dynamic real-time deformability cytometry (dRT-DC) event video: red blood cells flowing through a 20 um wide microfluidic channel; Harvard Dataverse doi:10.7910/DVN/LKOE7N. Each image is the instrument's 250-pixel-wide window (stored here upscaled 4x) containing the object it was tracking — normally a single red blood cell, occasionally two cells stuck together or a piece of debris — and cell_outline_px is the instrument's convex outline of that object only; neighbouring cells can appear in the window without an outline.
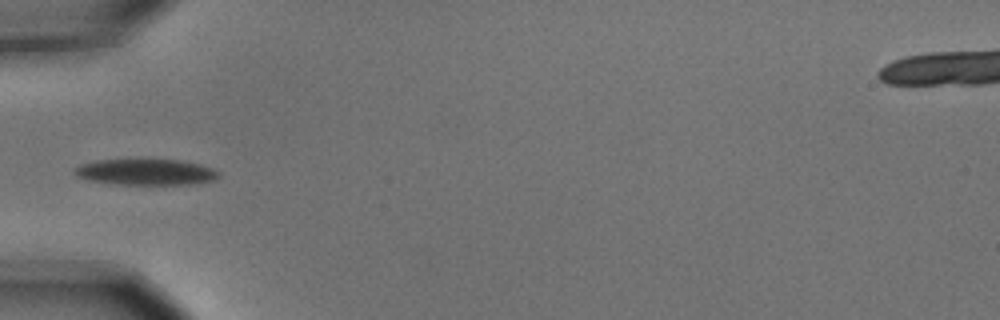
{"species": "common noctule bat (a hibernating species)", "species_latin": "Nyctalus noctula", "temperature_condition": "cold", "stored_images_in_passage": 8, "camera_frame_rate_fps": 3000, "um_per_image_px": 0.085, "animal": {"sex": "male", "body_mass_g": 15.6}, "frame": {"image": 1, "passage_image": 5, "time_ms": 1.333, "image_size_px": [1000, 320], "cell_outline_px": [[220, 176], [212, 180], [192, 184], [112, 184], [92, 180], [76, 176], [72, 172], [72, 168], [80, 164], [96, 160], [184, 160], [200, 164], [212, 168], [220, 172]], "centroid_in_image_um": [12.38, 14.62], "position_along_channel_um": 72.6, "area_um2": 21.85}}
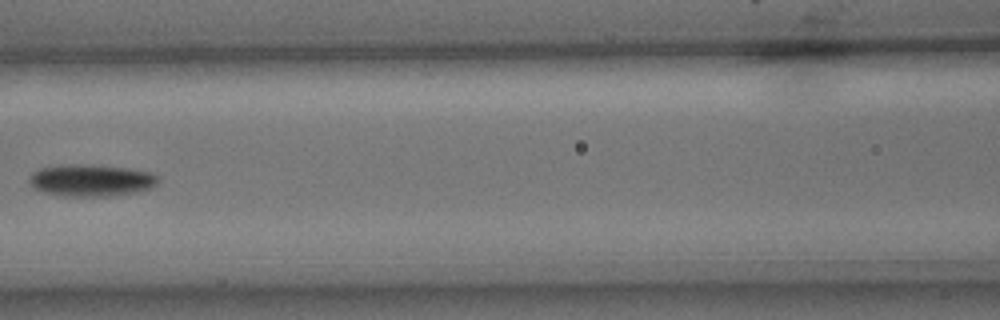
{"frame": {"image": 2, "passage_image": 7, "time_ms": 2.0, "image_size_px": [1000, 320], "cell_outline_px": [[160, 180], [156, 184], [148, 188], [136, 192], [112, 196], [64, 196], [44, 192], [36, 188], [28, 180], [28, 176], [32, 172], [40, 168], [60, 164], [92, 164], [124, 168], [152, 172], [160, 176]], "centroid_in_image_um": [7.74, 15.31], "position_along_channel_um": 158.9, "area_um2": 24.16}}
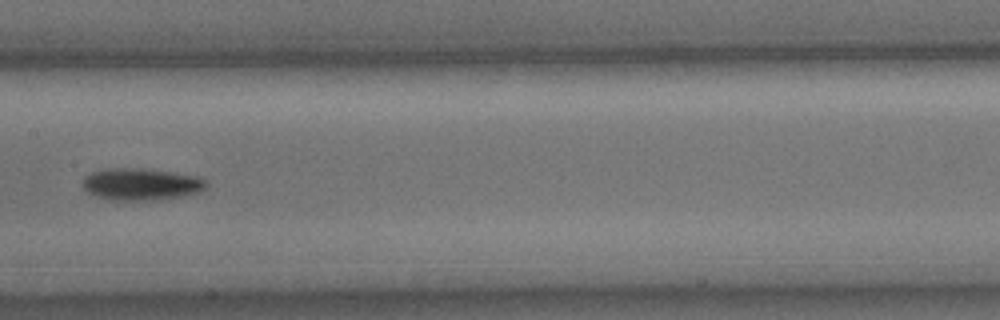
{"frame": {"image": 3, "passage_image": 8, "time_ms": 2.333, "image_size_px": [1000, 320], "cell_outline_px": [[208, 184], [200, 192], [184, 196], [160, 200], [112, 200], [96, 196], [88, 192], [84, 188], [84, 176], [92, 172], [104, 168], [140, 168], [200, 176]], "centroid_in_image_um": [12.02, 15.66], "position_along_channel_um": 195.4, "area_um2": 23.12}}